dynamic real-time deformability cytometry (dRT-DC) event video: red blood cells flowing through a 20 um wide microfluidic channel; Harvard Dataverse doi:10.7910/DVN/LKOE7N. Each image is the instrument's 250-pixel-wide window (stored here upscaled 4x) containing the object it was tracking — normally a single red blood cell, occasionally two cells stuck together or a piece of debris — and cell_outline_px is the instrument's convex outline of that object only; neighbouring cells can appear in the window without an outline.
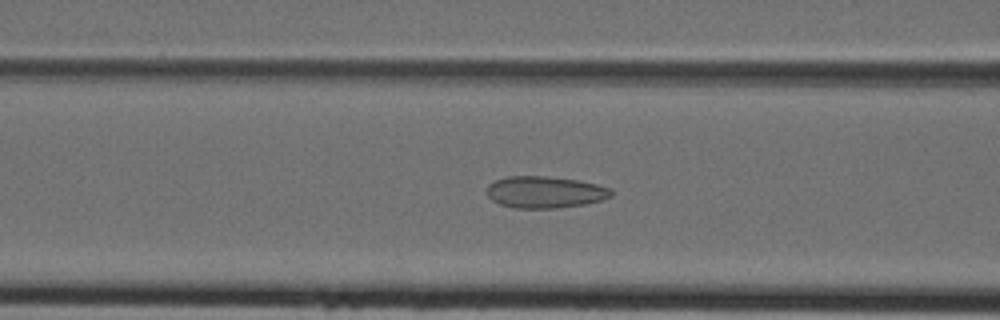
{"species": "Egyptian fruit bat (a non-hibernating species)", "species_latin": "Rousettus aegyptiacus", "temperature_condition": "cold", "stored_images_in_passage": 42, "camera_frame_rate_fps": 3000, "um_per_image_px": 0.085, "animal": {"sex": "female"}, "frame": {"image": 1, "passage_image": 16, "time_ms": 5.0, "image_size_px": [1000, 320], "cell_outline_px": [[612, 196], [600, 200], [584, 204], [556, 208], [516, 208], [500, 204], [492, 200], [488, 196], [488, 184], [496, 180], [508, 176], [544, 176], [580, 180], [596, 184], [608, 188], [612, 192]], "centroid_in_image_um": [46.31, 16.32], "position_along_channel_um": 120.3, "area_um2": 22.83}}
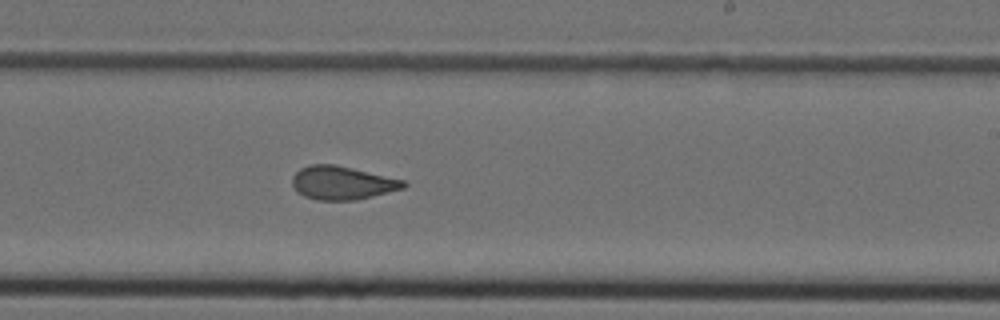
{"frame": {"image": 2, "passage_image": 25, "time_ms": 8.0, "image_size_px": [1000, 320], "cell_outline_px": [[408, 184], [404, 188], [356, 200], [316, 200], [304, 196], [292, 184], [292, 176], [300, 168], [312, 164], [336, 164], [404, 180]], "centroid_in_image_um": [29.09, 15.53], "position_along_channel_um": 259.9, "area_um2": 21.56}}
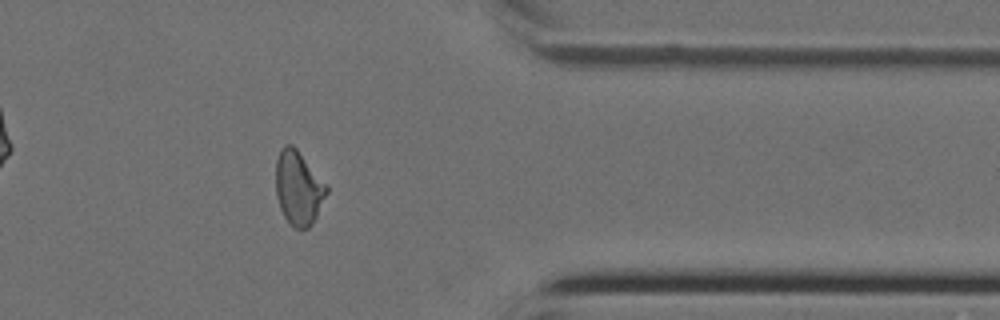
{"frame": {"image": 3, "passage_image": 34, "time_ms": 11.0, "image_size_px": [1000, 320], "cell_outline_px": [[328, 192], [312, 224], [308, 228], [296, 228], [284, 216], [280, 208], [276, 196], [276, 160], [284, 144], [292, 144], [296, 148], [328, 184]], "centroid_in_image_um": [25.38, 15.95], "position_along_channel_um": 386.0, "area_um2": 21.85}}